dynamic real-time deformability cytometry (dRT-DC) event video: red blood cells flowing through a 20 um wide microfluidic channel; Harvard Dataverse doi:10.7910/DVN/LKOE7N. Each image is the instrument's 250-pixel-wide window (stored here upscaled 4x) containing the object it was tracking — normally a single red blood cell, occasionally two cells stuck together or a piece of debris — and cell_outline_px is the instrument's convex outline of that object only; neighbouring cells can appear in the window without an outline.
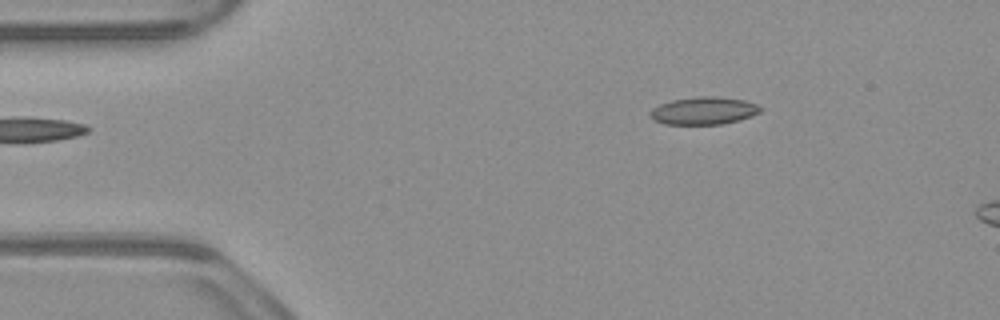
{"species": "common noctule bat (a hibernating species)", "species_latin": "Nyctalus noctula", "temperature_condition": "warm", "stored_images_in_passage": 6, "camera_frame_rate_fps": 3000, "um_per_image_px": 0.085, "animal": {"sex": "male", "body_mass_g": 23.1, "forearm_length_mm": 52.7}, "frame": {"image": 1, "passage_image": 1, "time_ms": 0.0, "image_size_px": [1000, 320], "cell_outline_px": [[764, 108], [760, 112], [752, 116], [740, 120], [720, 124], [664, 124], [652, 120], [648, 116], [648, 112], [652, 108], [660, 104], [672, 100], [696, 96], [716, 96], [744, 100], [760, 104]], "centroid_in_image_um": [59.82, 9.41], "position_along_channel_um": 25.2, "area_um2": 18.09}}